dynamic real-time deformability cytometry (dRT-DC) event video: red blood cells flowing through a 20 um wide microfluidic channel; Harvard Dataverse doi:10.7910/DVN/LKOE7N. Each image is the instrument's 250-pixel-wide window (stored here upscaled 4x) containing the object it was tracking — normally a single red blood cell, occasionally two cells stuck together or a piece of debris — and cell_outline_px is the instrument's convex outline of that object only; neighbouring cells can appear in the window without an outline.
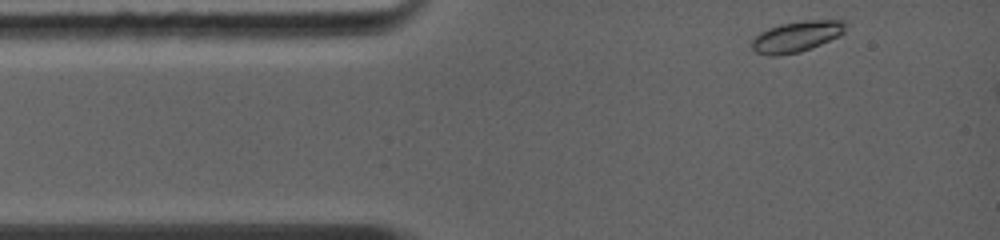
{"species": "common noctule bat (a hibernating species)", "species_latin": "Nyctalus noctula", "temperature_condition": "warm", "stored_images_in_passage": 22, "camera_frame_rate_fps": 5000, "um_per_image_px": 0.085, "animal": {"sex": "female", "body_mass_g": 19.0, "forearm_length_mm": 56.7}, "frame": {"image": 1, "passage_image": 1, "time_ms": 0.0, "image_size_px": [1000, 240], "cell_outline_px": [[844, 32], [840, 36], [800, 52], [780, 56], [768, 56], [756, 52], [752, 48], [752, 36], [768, 28], [780, 24], [804, 20], [844, 20]], "centroid_in_image_um": [67.66, 3.11], "position_along_channel_um": 17.3, "area_um2": 16.94}}
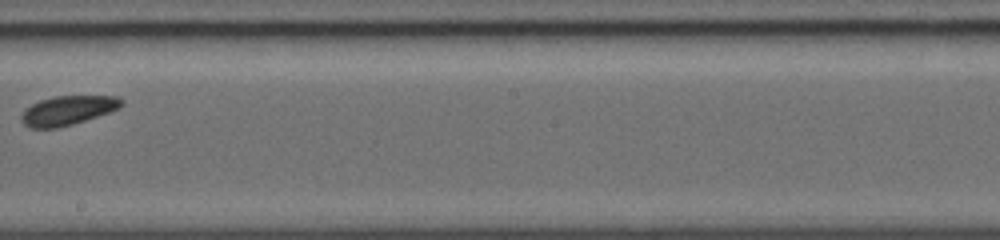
{"frame": {"image": 2, "passage_image": 13, "time_ms": 6.2, "image_size_px": [1000, 240], "cell_outline_px": [[124, 104], [120, 108], [72, 124], [56, 128], [28, 128], [20, 120], [20, 116], [32, 104], [40, 100], [52, 96], [116, 96], [124, 100]], "centroid_in_image_um": [5.76, 9.38], "position_along_channel_um": 242.4, "area_um2": 16.94}}
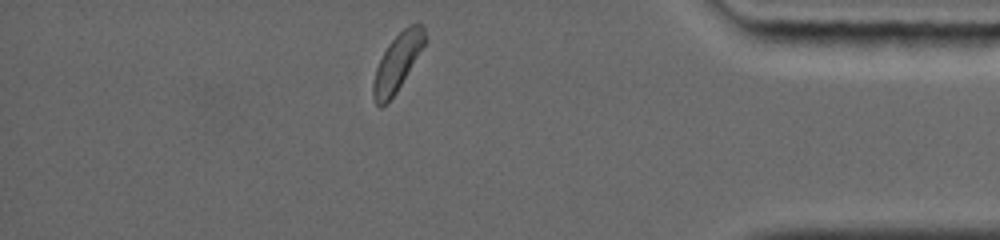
{"frame": {"image": 3, "passage_image": 21, "time_ms": 10.6, "image_size_px": [1000, 240], "cell_outline_px": [[428, 40], [396, 92], [380, 108], [376, 104], [372, 96], [372, 84], [376, 68], [388, 44], [408, 24], [424, 24]], "centroid_in_image_um": [33.8, 5.26], "position_along_channel_um": 401.4, "area_um2": 17.11}}